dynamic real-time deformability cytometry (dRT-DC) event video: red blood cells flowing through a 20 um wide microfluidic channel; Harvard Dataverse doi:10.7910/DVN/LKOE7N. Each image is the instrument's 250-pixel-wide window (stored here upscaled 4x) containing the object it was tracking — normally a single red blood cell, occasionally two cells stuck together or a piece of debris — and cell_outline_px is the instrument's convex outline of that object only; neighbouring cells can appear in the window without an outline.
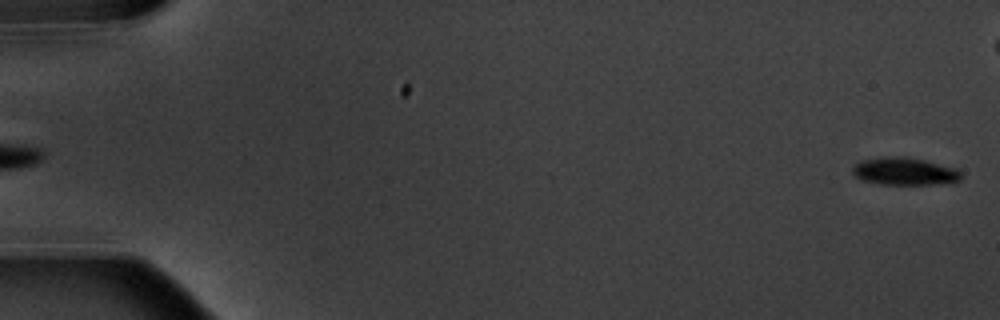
{"species": "common noctule bat (a hibernating species)", "species_latin": "Nyctalus noctula", "temperature_condition": "warm", "stored_images_in_passage": 6, "segment_of_instrument_passage": [2, 2], "camera_frame_rate_fps": 3000, "um_per_image_px": 0.085, "animal": {"sex": "male", "body_mass_g": 20.1, "forearm_length_mm": 53.5}, "frame": {"image": 1, "passage_image": 6, "time_ms": 6.0, "image_size_px": [1000, 320], "cell_outline_px": [[964, 176], [960, 180], [952, 184], [880, 184], [860, 180], [852, 172], [852, 168], [856, 164], [864, 160], [888, 156], [900, 156], [924, 160], [956, 168]], "centroid_in_image_um": [76.94, 14.58], "position_along_channel_um": 8.1, "area_um2": 17.51}}